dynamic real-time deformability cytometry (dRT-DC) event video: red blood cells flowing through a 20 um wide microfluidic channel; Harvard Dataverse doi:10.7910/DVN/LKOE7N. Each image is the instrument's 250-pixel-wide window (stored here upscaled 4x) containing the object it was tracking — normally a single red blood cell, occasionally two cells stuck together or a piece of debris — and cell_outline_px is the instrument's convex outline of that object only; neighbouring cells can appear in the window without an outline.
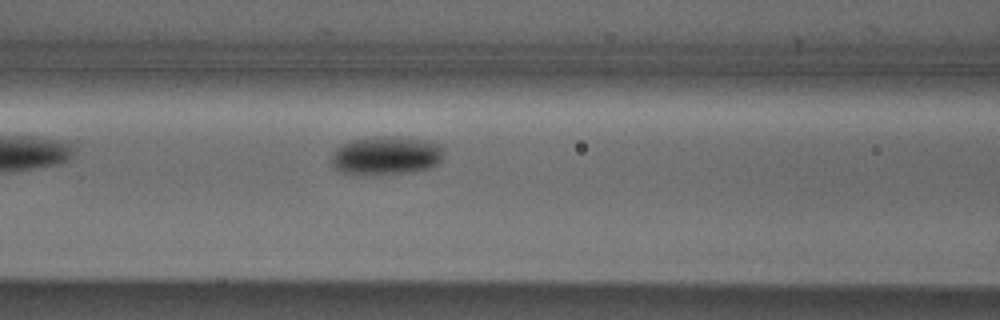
{"species": "Egyptian fruit bat (a non-hibernating species)", "species_latin": "Rousettus aegyptiacus", "temperature_condition": "cold", "stored_images_in_passage": 20, "camera_frame_rate_fps": 3000, "um_per_image_px": 0.085, "animal": {"sex": "male"}, "frame": {"image": 1, "passage_image": 6, "time_ms": 1.667, "image_size_px": [1000, 320], "cell_outline_px": [[444, 152], [440, 160], [436, 164], [428, 168], [412, 172], [356, 176], [340, 172], [332, 164], [332, 152], [336, 148], [352, 140], [372, 136], [400, 136], [440, 144]], "centroid_in_image_um": [32.78, 13.23], "position_along_channel_um": 133.8, "area_um2": 25.49}}
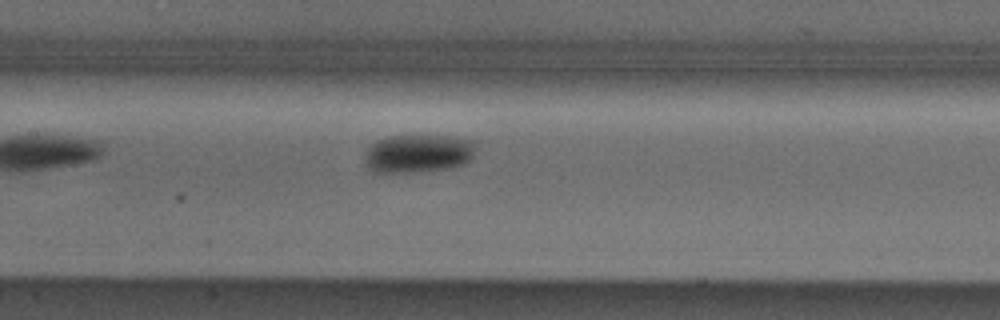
{"frame": {"image": 2, "passage_image": 9, "time_ms": 2.667, "image_size_px": [1000, 320], "cell_outline_px": [[472, 156], [464, 164], [452, 168], [424, 172], [372, 172], [364, 164], [364, 152], [376, 140], [388, 136], [452, 136], [472, 140]], "centroid_in_image_um": [35.47, 13.06], "position_along_channel_um": 171.9, "area_um2": 24.91}}